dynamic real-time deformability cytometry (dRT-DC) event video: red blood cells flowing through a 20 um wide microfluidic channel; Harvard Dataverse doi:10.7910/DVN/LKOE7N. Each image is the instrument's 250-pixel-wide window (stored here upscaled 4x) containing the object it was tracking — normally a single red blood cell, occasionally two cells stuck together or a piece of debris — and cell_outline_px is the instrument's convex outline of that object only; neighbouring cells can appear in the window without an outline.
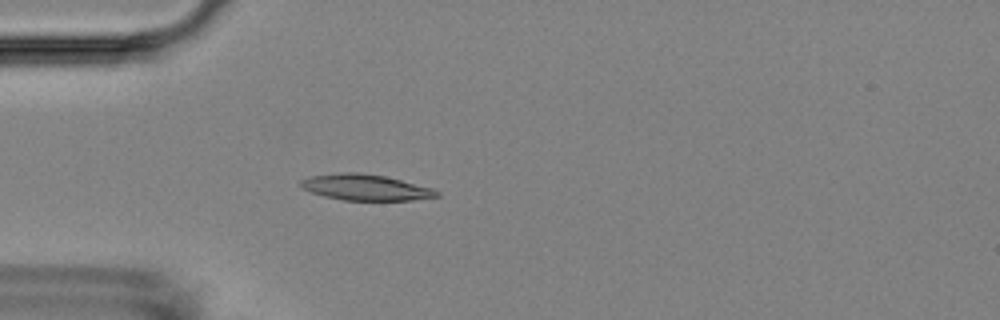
{"species": "Egyptian fruit bat (a non-hibernating species)", "species_latin": "Rousettus aegyptiacus", "temperature_condition": "room temperature", "stored_images_in_passage": 3, "camera_frame_rate_fps": 3000, "um_per_image_px": 0.085, "animal": {"sex": "female"}, "frame": {"image": 1, "passage_image": 3, "time_ms": 3.333, "image_size_px": [1000, 320], "cell_outline_px": [[440, 196], [412, 200], [344, 200], [324, 196], [312, 192], [304, 188], [300, 184], [300, 180], [312, 176], [340, 172], [356, 172], [384, 176], [432, 188], [440, 192]], "centroid_in_image_um": [31.08, 15.93], "position_along_channel_um": 53.9, "area_um2": 20.29}}